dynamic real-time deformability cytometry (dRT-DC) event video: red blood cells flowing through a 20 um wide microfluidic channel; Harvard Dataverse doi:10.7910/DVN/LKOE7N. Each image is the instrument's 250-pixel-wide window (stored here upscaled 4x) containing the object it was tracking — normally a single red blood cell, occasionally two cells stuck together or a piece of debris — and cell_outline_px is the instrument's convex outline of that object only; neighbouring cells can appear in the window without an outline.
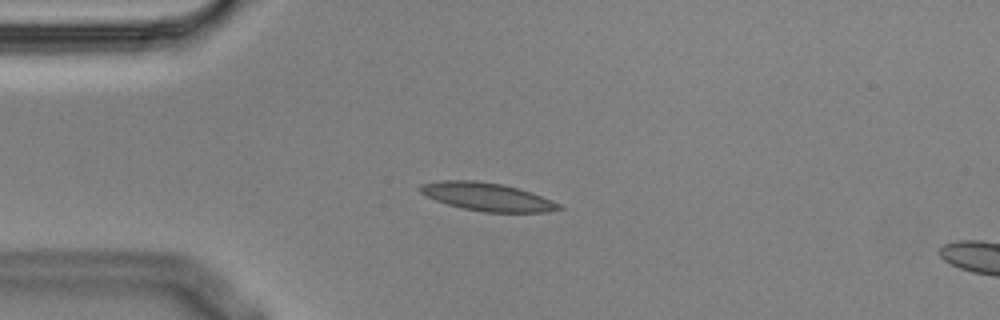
{"species": "Egyptian fruit bat (a non-hibernating species)", "species_latin": "Rousettus aegyptiacus", "temperature_condition": "cold", "stored_images_in_passage": 8, "camera_frame_rate_fps": 3000, "um_per_image_px": 0.085, "animal": {"sex": "male"}, "frame": {"image": 1, "passage_image": 2, "time_ms": 0.333, "image_size_px": [1000, 320], "cell_outline_px": [[564, 208], [548, 212], [484, 212], [464, 208], [448, 204], [436, 200], [420, 192], [416, 188], [420, 184], [440, 180], [476, 180], [504, 184], [532, 192], [552, 200], [560, 204]], "centroid_in_image_um": [41.42, 16.71], "position_along_channel_um": 43.6, "area_um2": 22.83}}
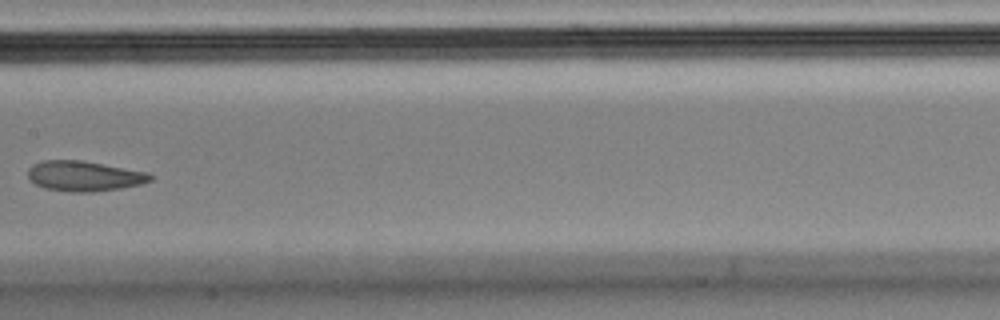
{"frame": {"image": 2, "passage_image": 6, "time_ms": 1.667, "image_size_px": [1000, 320], "cell_outline_px": [[152, 180], [140, 184], [120, 188], [92, 192], [68, 192], [44, 188], [36, 184], [28, 176], [28, 168], [32, 164], [44, 160], [80, 160], [148, 172], [152, 176]], "centroid_in_image_um": [7.13, 14.96], "position_along_channel_um": 200.3, "area_um2": 21.44}}
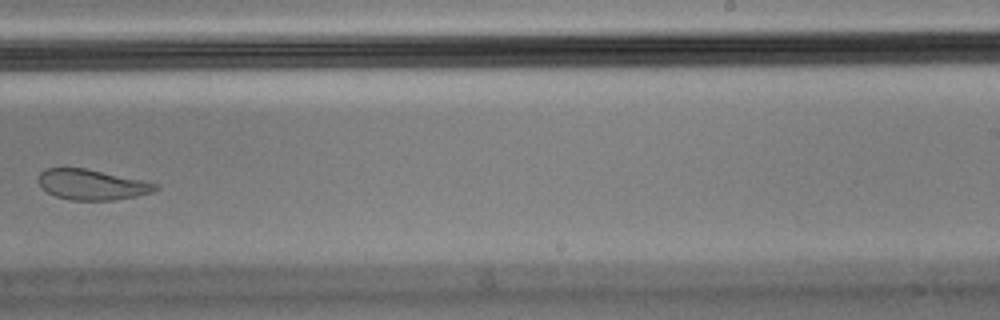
{"frame": {"image": 3, "passage_image": 8, "time_ms": 2.333, "image_size_px": [1000, 320], "cell_outline_px": [[160, 188], [152, 192], [136, 196], [112, 200], [72, 200], [56, 196], [40, 188], [36, 180], [40, 172], [44, 168], [84, 168], [160, 184]], "centroid_in_image_um": [7.77, 15.69], "position_along_channel_um": 281.2, "area_um2": 20.75}}